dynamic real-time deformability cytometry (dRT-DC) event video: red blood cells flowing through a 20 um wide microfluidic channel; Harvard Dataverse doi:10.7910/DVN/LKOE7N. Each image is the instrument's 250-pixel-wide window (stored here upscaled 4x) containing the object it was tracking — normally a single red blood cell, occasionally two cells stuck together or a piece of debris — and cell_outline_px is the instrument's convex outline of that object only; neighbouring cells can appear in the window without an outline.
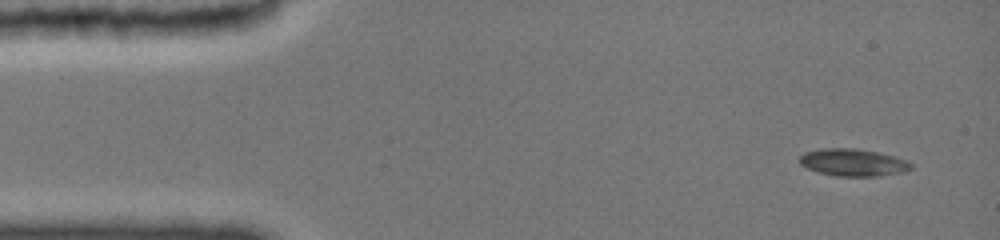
{"species": "common noctule bat (a hibernating species)", "species_latin": "Nyctalus noctula", "temperature_condition": "cold", "stored_images_in_passage": 13, "camera_frame_rate_fps": 3000, "um_per_image_px": 0.085, "animal": {"sex": "female", "body_mass_g": 19.0, "forearm_length_mm": 51.5}, "frame": {"image": 1, "passage_image": 1, "time_ms": 0.0, "image_size_px": [1000, 240], "cell_outline_px": [[912, 168], [904, 172], [880, 176], [836, 176], [820, 172], [808, 168], [800, 164], [800, 156], [804, 152], [824, 148], [852, 148], [876, 152], [892, 156], [904, 160], [912, 164]], "centroid_in_image_um": [72.5, 13.81], "position_along_channel_um": 12.5, "area_um2": 17.46}}
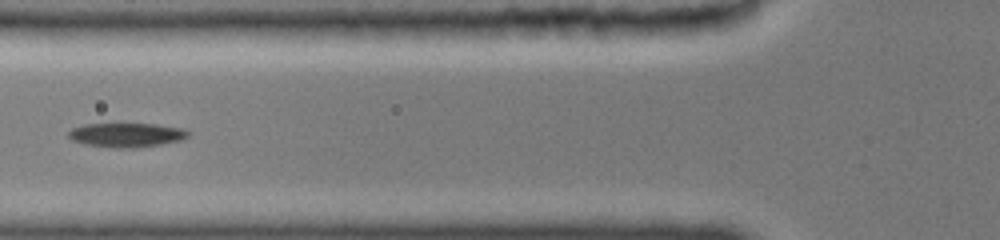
{"frame": {"image": 2, "passage_image": 8, "time_ms": 5.0, "image_size_px": [1000, 240], "cell_outline_px": [[188, 136], [176, 140], [160, 144], [136, 148], [116, 148], [88, 144], [76, 140], [68, 136], [68, 132], [72, 128], [88, 124], [152, 124], [180, 128], [188, 132]], "centroid_in_image_um": [10.72, 11.47], "position_along_channel_um": 115.1, "area_um2": 16.24}}
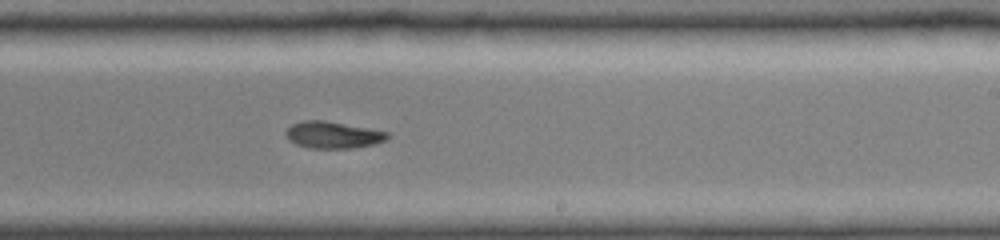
{"frame": {"image": 3, "passage_image": 13, "time_ms": 8.667, "image_size_px": [1000, 240], "cell_outline_px": [[388, 136], [384, 140], [372, 144], [352, 148], [308, 148], [296, 144], [288, 140], [288, 128], [292, 124], [304, 120], [320, 120], [368, 128], [388, 132]], "centroid_in_image_um": [28.27, 11.47], "position_along_channel_um": 260.7, "area_um2": 15.43}}